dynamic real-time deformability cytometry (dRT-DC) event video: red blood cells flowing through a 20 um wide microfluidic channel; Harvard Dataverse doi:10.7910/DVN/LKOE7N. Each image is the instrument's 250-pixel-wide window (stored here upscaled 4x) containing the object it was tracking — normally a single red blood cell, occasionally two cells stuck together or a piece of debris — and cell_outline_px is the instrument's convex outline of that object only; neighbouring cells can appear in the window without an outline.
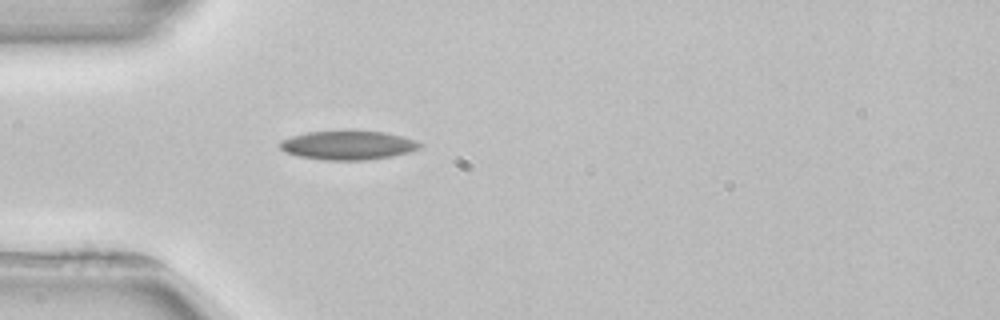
{"species": "common noctule bat (a hibernating species)", "species_latin": "Nyctalus noctula", "temperature_condition": "room temperature", "stored_images_in_passage": 1, "camera_frame_rate_fps": 3000, "um_per_image_px": 0.085, "animal": {"sex": "female", "body_mass_g": 22.7, "forearm_length_mm": 54.2}, "frame": {"image": 1, "passage_image": 1, "time_ms": 0.0, "image_size_px": [1000, 320], "cell_outline_px": [[424, 144], [420, 148], [408, 152], [392, 156], [368, 160], [324, 160], [296, 156], [284, 152], [280, 148], [280, 140], [292, 136], [308, 132], [348, 128], [384, 132], [416, 140]], "centroid_in_image_um": [29.56, 12.31], "position_along_channel_um": 55.4, "area_um2": 24.45}}